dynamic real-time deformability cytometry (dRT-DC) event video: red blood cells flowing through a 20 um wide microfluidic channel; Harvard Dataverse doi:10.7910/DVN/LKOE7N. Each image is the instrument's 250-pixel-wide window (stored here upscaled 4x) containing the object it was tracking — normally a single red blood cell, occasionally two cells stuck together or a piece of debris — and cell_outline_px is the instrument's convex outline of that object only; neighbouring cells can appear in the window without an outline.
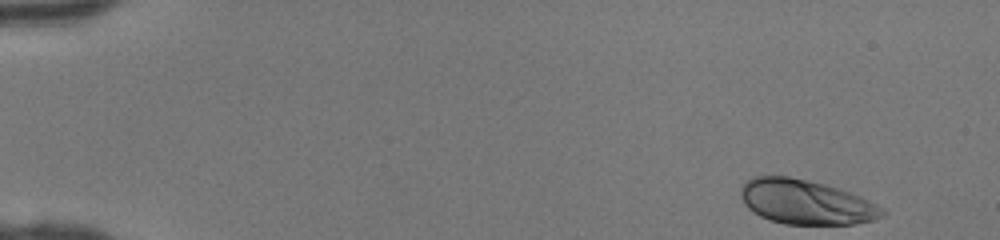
{"species": "human", "species_latin": "Homo sapiens", "temperature_condition": "room temperature", "stored_images_in_passage": 43, "camera_frame_rate_fps": 3000, "um_per_image_px": 0.085, "donor": {"sex": "female"}, "frame": {"image": 1, "passage_image": 1, "time_ms": 0.0, "image_size_px": [1000, 240], "cell_outline_px": [[888, 212], [884, 216], [872, 220], [852, 224], [784, 224], [768, 220], [760, 216], [748, 208], [744, 204], [740, 196], [740, 188], [744, 180], [752, 176], [788, 176], [808, 180], [824, 184], [860, 196], [884, 208]], "centroid_in_image_um": [68.46, 17.17], "position_along_channel_um": 16.5, "area_um2": 36.93}}
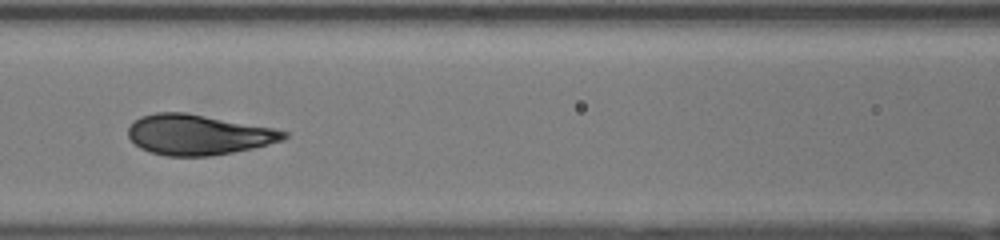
{"frame": {"image": 2, "passage_image": 19, "time_ms": 6.0, "image_size_px": [1000, 240], "cell_outline_px": [[288, 136], [284, 140], [252, 148], [232, 152], [208, 156], [168, 156], [152, 152], [140, 148], [128, 136], [128, 128], [140, 116], [156, 112], [184, 112], [272, 128], [288, 132]], "centroid_in_image_um": [16.83, 11.45], "position_along_channel_um": 149.8, "area_um2": 36.13}}
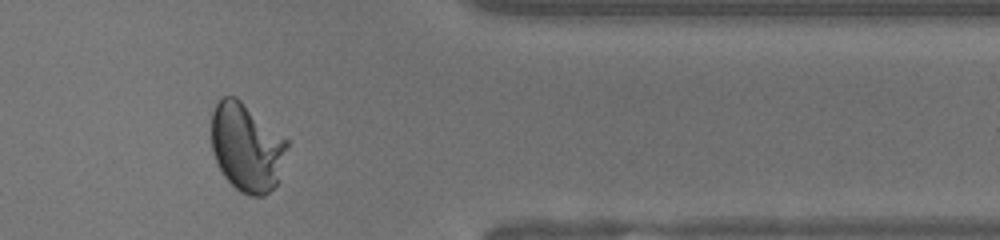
{"frame": {"image": 3, "passage_image": 36, "time_ms": 11.667, "image_size_px": [1000, 240], "cell_outline_px": [[288, 148], [276, 184], [264, 196], [252, 196], [240, 192], [224, 176], [216, 160], [212, 148], [212, 112], [216, 104], [224, 96], [236, 96], [288, 140]], "centroid_in_image_um": [20.97, 12.51], "position_along_channel_um": 390.4, "area_um2": 38.55}}